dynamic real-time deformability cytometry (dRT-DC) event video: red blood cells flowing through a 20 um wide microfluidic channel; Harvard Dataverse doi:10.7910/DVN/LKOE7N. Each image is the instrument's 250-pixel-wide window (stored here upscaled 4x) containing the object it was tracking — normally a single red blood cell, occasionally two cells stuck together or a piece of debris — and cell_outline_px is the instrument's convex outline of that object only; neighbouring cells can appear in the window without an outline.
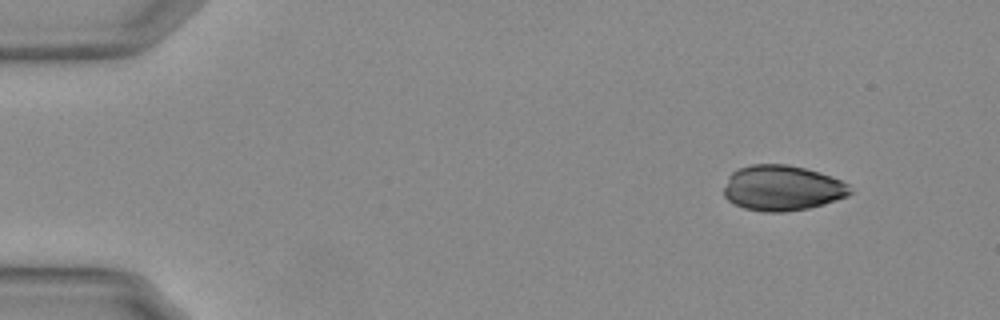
{"species": "Egyptian fruit bat (a non-hibernating species)", "species_latin": "Rousettus aegyptiacus", "temperature_condition": "warm", "stored_images_in_passage": 50, "camera_frame_rate_fps": 3000, "um_per_image_px": 0.085, "animal": {"sex": "female"}, "frame": {"image": 1, "passage_image": 1, "time_ms": 0.0, "image_size_px": [1000, 320], "cell_outline_px": [[852, 192], [848, 196], [824, 204], [808, 208], [784, 212], [764, 212], [744, 208], [732, 204], [724, 196], [724, 188], [728, 176], [732, 172], [740, 168], [752, 164], [788, 164], [804, 168], [840, 180], [848, 184]], "centroid_in_image_um": [66.45, 15.99], "position_along_channel_um": 18.5, "area_um2": 33.35}}
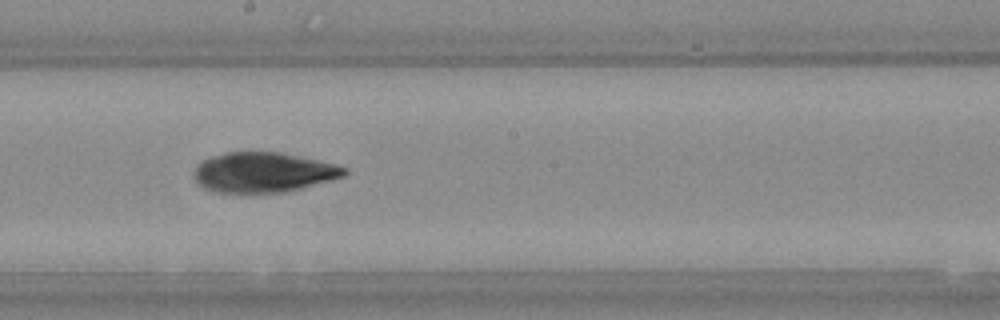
{"frame": {"image": 2, "passage_image": 26, "time_ms": 8.333, "image_size_px": [1000, 320], "cell_outline_px": [[348, 172], [344, 176], [332, 180], [284, 192], [212, 192], [204, 188], [192, 176], [196, 164], [200, 160], [224, 152], [280, 152], [336, 164], [348, 168]], "centroid_in_image_um": [22.35, 14.64], "position_along_channel_um": 225.8, "area_um2": 35.14}}
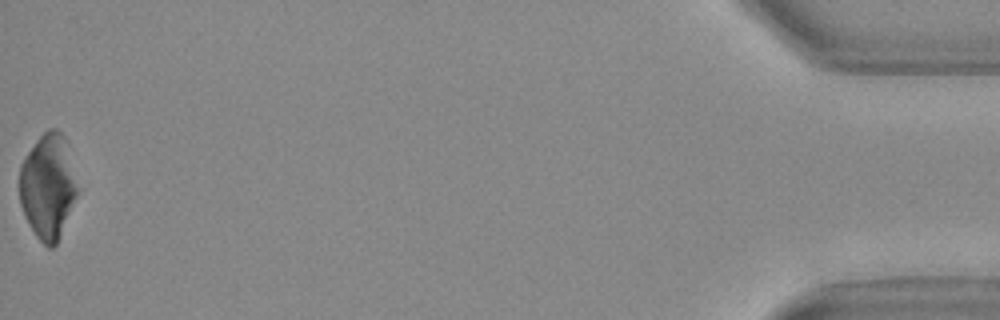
{"frame": {"image": 3, "passage_image": 50, "time_ms": 16.333, "image_size_px": [1000, 320], "cell_outline_px": [[76, 196], [60, 236], [56, 244], [52, 248], [48, 248], [36, 236], [24, 216], [20, 204], [20, 164], [36, 140], [48, 128], [56, 128], [64, 136], [76, 188]], "centroid_in_image_um": [4.02, 15.86], "position_along_channel_um": 431.2, "area_um2": 34.56}}